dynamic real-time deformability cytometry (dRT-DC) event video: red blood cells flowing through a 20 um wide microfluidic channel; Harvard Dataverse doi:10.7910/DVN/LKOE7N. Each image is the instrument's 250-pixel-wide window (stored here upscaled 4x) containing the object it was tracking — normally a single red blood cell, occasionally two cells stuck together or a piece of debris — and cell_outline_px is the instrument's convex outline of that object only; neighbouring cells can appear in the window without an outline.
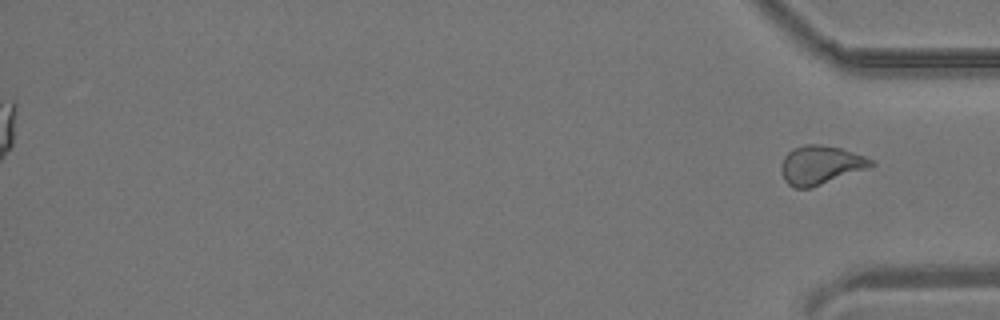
{"species": "common noctule bat (a hibernating species)", "species_latin": "Nyctalus noctula", "temperature_condition": "room temperature", "stored_images_in_passage": 44, "segment_of_instrument_passage": [2, 2], "camera_frame_rate_fps": 3000, "um_per_image_px": 0.085, "animal": {"sex": "male", "body_mass_g": 19.2, "forearm_length_mm": 51.8}, "frame": {"image": 1, "passage_image": 44, "time_ms": 14.333, "image_size_px": [1000, 320], "cell_outline_px": [[876, 164], [868, 168], [812, 188], [792, 188], [784, 180], [780, 172], [780, 164], [784, 156], [792, 148], [804, 144], [820, 144], [840, 148], [864, 156], [872, 160]], "centroid_in_image_um": [69.7, 14.03], "position_along_channel_um": 365.5, "area_um2": 20.52}}